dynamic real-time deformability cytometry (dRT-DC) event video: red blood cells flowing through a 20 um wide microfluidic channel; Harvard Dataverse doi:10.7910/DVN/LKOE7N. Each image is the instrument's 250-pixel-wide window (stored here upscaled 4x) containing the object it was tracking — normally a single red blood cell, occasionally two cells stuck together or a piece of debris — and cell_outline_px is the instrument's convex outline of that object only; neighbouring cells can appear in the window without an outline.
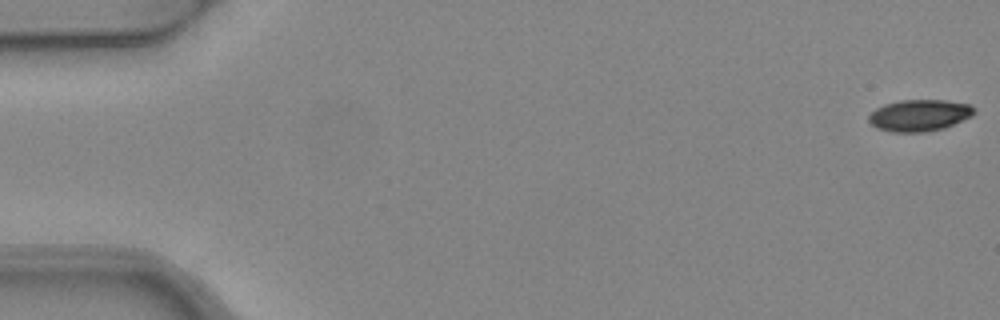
{"species": "common noctule bat (a hibernating species)", "species_latin": "Nyctalus noctula", "temperature_condition": "warm", "stored_images_in_passage": 5, "camera_frame_rate_fps": 3000, "um_per_image_px": 0.085, "animal": {"sex": "female", "body_mass_g": 24.6, "forearm_length_mm": 56.2}, "frame": {"image": 1, "passage_image": 1, "time_ms": 0.0, "image_size_px": [1000, 320], "cell_outline_px": [[976, 112], [972, 116], [944, 128], [924, 132], [892, 132], [876, 128], [868, 120], [868, 116], [876, 108], [884, 104], [900, 100], [944, 100], [972, 104], [976, 108]], "centroid_in_image_um": [78.17, 9.8], "position_along_channel_um": 6.8, "area_um2": 19.59}}
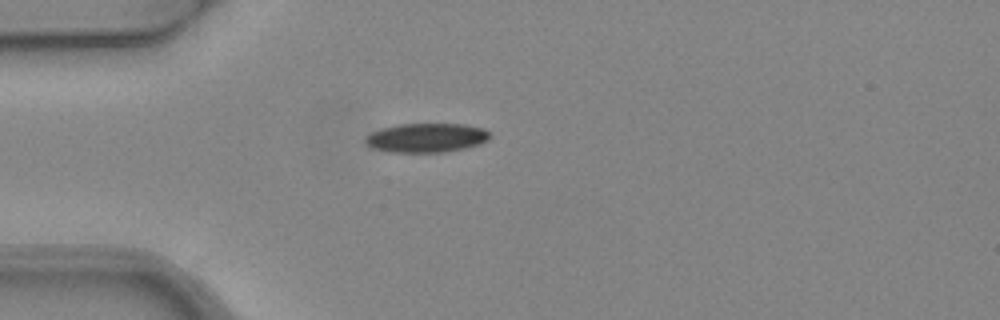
{"frame": {"image": 2, "passage_image": 5, "time_ms": 1.333, "image_size_px": [1000, 320], "cell_outline_px": [[492, 136], [488, 140], [480, 144], [464, 148], [444, 152], [388, 152], [368, 148], [364, 144], [364, 136], [380, 128], [396, 124], [464, 124], [484, 128]], "centroid_in_image_um": [36.18, 11.71], "position_along_channel_um": 48.8, "area_um2": 21.56}}